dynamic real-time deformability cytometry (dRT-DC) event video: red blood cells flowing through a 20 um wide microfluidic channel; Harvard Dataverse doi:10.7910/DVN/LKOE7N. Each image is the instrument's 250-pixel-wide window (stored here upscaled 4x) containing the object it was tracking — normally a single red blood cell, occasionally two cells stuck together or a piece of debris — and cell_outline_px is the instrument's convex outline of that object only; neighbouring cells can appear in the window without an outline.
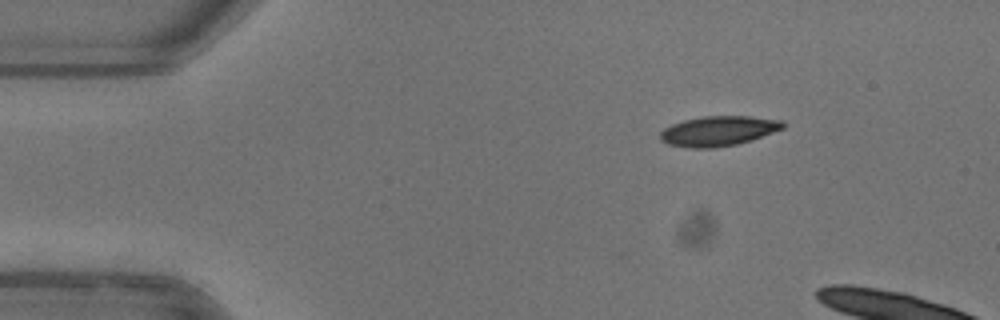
{"species": "common noctule bat (a hibernating species)", "species_latin": "Nyctalus noctula", "temperature_condition": "warm", "stored_images_in_passage": 7, "camera_frame_rate_fps": 3000, "um_per_image_px": 0.085, "animal": {"sex": "female"}, "frame": {"image": 1, "passage_image": 1, "time_ms": 0.0, "image_size_px": [1000, 320], "cell_outline_px": [[784, 128], [752, 140], [736, 144], [716, 148], [688, 148], [668, 144], [660, 140], [660, 132], [664, 128], [672, 124], [684, 120], [704, 116], [748, 116], [784, 120]], "centroid_in_image_um": [61.06, 11.14], "position_along_channel_um": 23.9, "area_um2": 21.5}}